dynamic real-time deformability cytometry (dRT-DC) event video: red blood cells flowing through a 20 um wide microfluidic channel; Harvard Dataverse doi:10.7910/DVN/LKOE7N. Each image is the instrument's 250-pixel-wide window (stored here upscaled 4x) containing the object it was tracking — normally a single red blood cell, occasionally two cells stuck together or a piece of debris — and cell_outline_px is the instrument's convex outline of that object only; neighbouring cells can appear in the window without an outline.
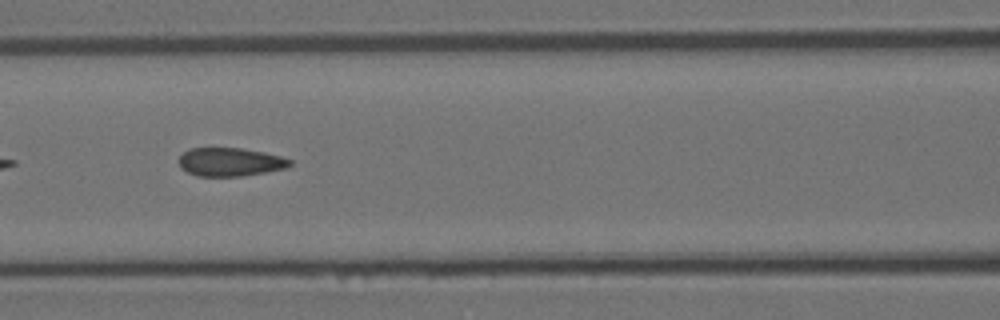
{"species": "Egyptian fruit bat (a non-hibernating species)", "species_latin": "Rousettus aegyptiacus", "temperature_condition": "room temperature", "stored_images_in_passage": 15, "camera_frame_rate_fps": 3000, "um_per_image_px": 0.085, "animal": {"sex": "female"}, "frame": {"image": 1, "passage_image": 7, "time_ms": 2.0, "image_size_px": [1000, 320], "cell_outline_px": [[292, 164], [284, 168], [264, 172], [240, 176], [196, 176], [180, 168], [180, 156], [188, 148], [240, 148], [264, 152], [280, 156], [292, 160]], "centroid_in_image_um": [19.54, 13.76], "position_along_channel_um": 147.1, "area_um2": 18.26}}
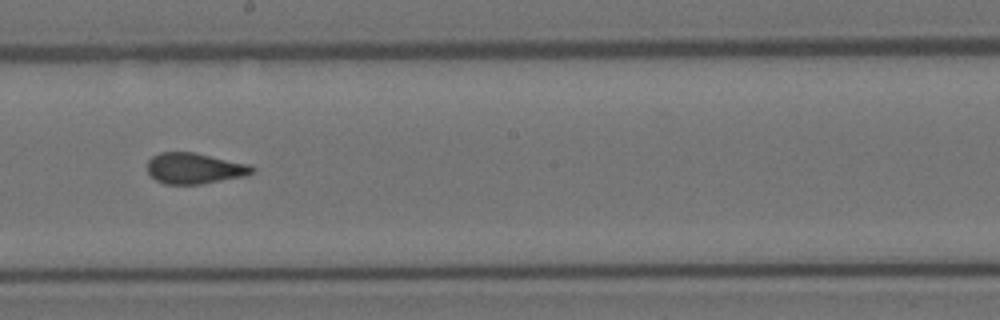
{"frame": {"image": 2, "passage_image": 9, "time_ms": 2.667, "image_size_px": [1000, 320], "cell_outline_px": [[256, 168], [252, 172], [244, 176], [200, 184], [164, 184], [156, 180], [148, 172], [148, 160], [152, 156], [160, 152], [196, 152], [248, 164]], "centroid_in_image_um": [16.51, 14.3], "position_along_channel_um": 231.7, "area_um2": 18.79}}
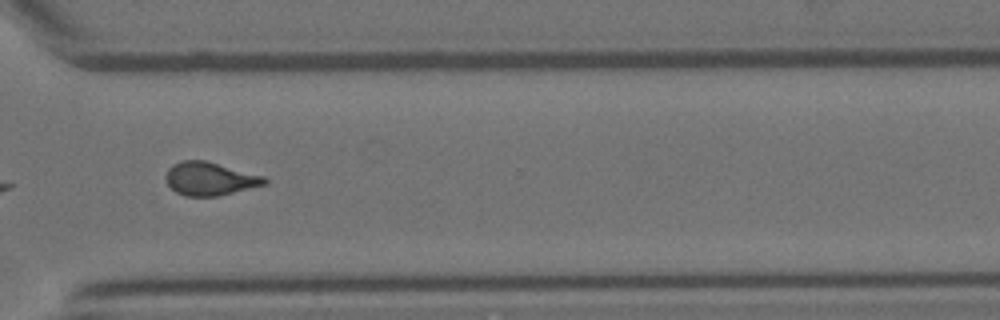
{"frame": {"image": 3, "passage_image": 12, "time_ms": 3.667, "image_size_px": [1000, 320], "cell_outline_px": [[268, 184], [220, 196], [184, 196], [176, 192], [168, 184], [164, 176], [168, 168], [172, 164], [184, 160], [204, 160], [264, 176], [268, 180]], "centroid_in_image_um": [17.84, 15.2], "position_along_channel_um": 352.8, "area_um2": 19.25}}